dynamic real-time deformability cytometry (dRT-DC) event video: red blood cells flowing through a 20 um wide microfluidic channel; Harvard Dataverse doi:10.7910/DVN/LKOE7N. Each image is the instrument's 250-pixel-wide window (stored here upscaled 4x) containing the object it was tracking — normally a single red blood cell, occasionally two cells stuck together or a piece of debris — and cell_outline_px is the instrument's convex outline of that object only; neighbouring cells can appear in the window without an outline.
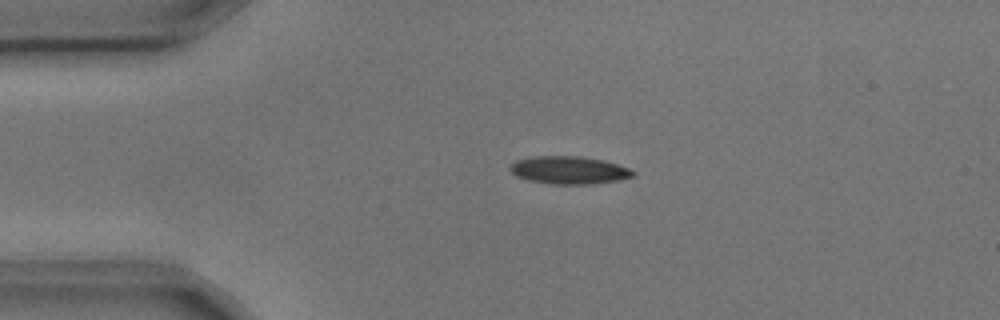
{"species": "common noctule bat (a hibernating species)", "species_latin": "Nyctalus noctula", "temperature_condition": "cold", "stored_images_in_passage": 3, "camera_frame_rate_fps": 3000, "um_per_image_px": 0.085, "animal": {"sex": "male", "body_mass_g": 17.9, "forearm_length_mm": 54.2}, "frame": {"image": 1, "passage_image": 2, "time_ms": 0.333, "image_size_px": [1000, 320], "cell_outline_px": [[636, 172], [632, 176], [620, 180], [592, 184], [548, 184], [528, 180], [516, 176], [508, 168], [516, 160], [532, 156], [580, 156], [604, 160], [628, 168]], "centroid_in_image_um": [48.35, 14.46], "position_along_channel_um": 36.7, "area_um2": 19.94}}